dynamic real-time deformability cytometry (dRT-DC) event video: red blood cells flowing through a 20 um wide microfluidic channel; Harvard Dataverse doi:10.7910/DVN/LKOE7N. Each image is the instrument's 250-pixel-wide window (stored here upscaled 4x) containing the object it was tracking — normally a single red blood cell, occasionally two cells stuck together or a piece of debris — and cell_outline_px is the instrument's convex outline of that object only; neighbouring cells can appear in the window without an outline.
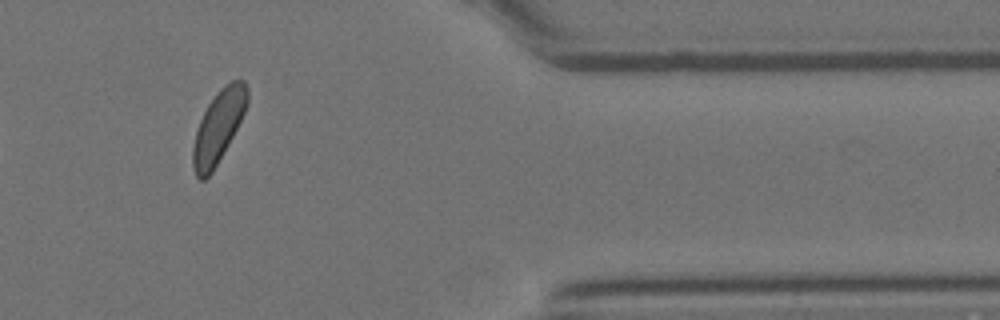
{"species": "Egyptian fruit bat (a non-hibernating species)", "species_latin": "Rousettus aegyptiacus", "temperature_condition": "room temperature", "stored_images_in_passage": 16, "camera_frame_rate_fps": 3000, "um_per_image_px": 0.085, "animal": {"sex": "female"}, "frame": {"image": 1, "passage_image": 14, "time_ms": 4.333, "image_size_px": [1000, 320], "cell_outline_px": [[248, 104], [228, 144], [212, 172], [204, 180], [200, 180], [196, 176], [192, 168], [192, 148], [196, 132], [200, 120], [208, 104], [216, 92], [224, 84], [232, 80], [244, 80], [248, 88]], "centroid_in_image_um": [18.55, 10.75], "position_along_channel_um": 392.8, "area_um2": 22.66}}